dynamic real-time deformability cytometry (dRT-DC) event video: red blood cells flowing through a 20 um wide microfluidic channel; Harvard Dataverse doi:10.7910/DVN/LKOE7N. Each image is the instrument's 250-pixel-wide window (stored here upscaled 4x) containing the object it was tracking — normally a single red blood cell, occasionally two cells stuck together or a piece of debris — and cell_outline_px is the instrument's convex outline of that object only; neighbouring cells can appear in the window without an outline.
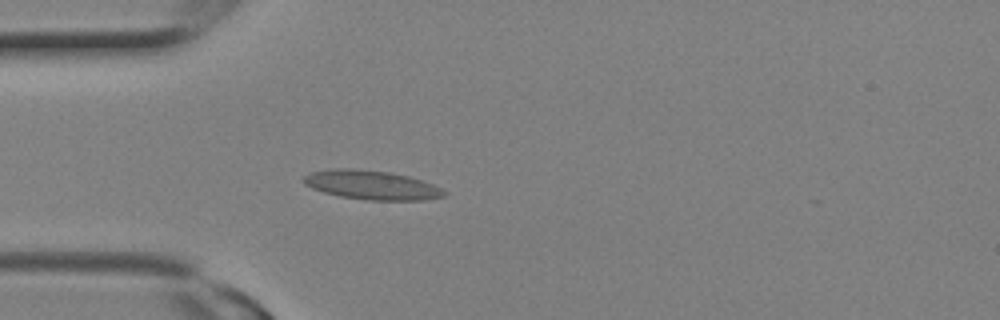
{"species": "Egyptian fruit bat (a non-hibernating species)", "species_latin": "Rousettus aegyptiacus", "temperature_condition": "room temperature", "stored_images_in_passage": 18, "camera_frame_rate_fps": 3000, "um_per_image_px": 0.085, "animal": {"sex": "female"}, "frame": {"image": 1, "passage_image": 2, "time_ms": 0.333, "image_size_px": [1000, 320], "cell_outline_px": [[448, 192], [444, 196], [424, 200], [368, 200], [340, 196], [324, 192], [312, 188], [304, 184], [304, 176], [312, 172], [336, 168], [348, 168], [388, 172], [408, 176], [432, 184]], "centroid_in_image_um": [31.59, 15.73], "position_along_channel_um": 53.4, "area_um2": 23.52}}
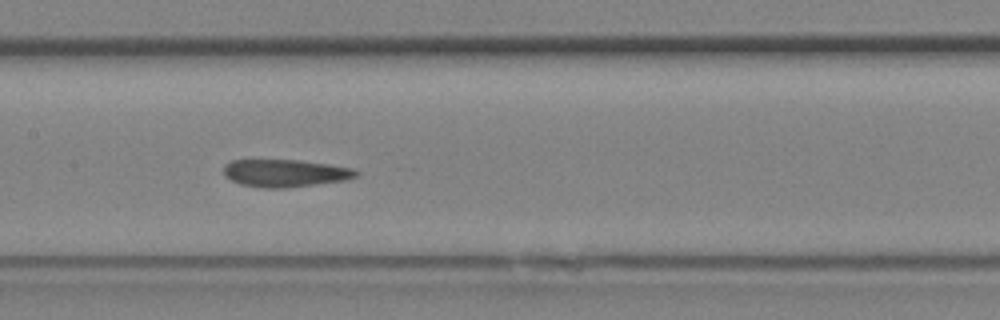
{"frame": {"image": 2, "passage_image": 7, "time_ms": 2.0, "image_size_px": [1000, 320], "cell_outline_px": [[360, 172], [356, 176], [344, 180], [284, 188], [264, 188], [240, 184], [224, 176], [224, 164], [232, 160], [300, 160], [356, 168]], "centroid_in_image_um": [24.24, 14.71], "position_along_channel_um": 183.2, "area_um2": 21.21}}
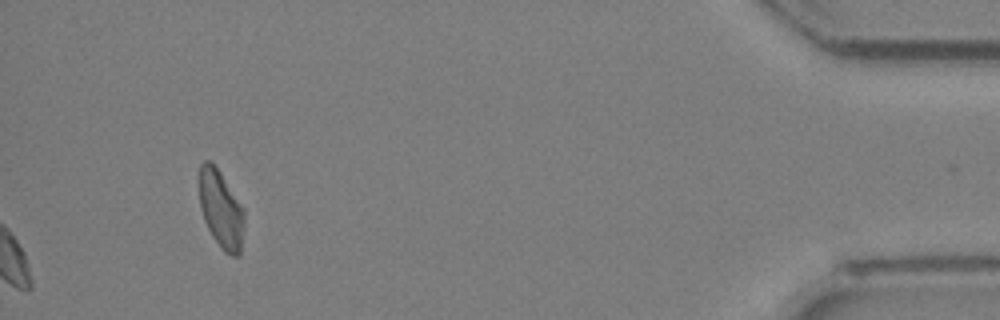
{"frame": {"image": 3, "passage_image": 18, "time_ms": 5.667, "image_size_px": [1000, 320], "cell_outline_px": [[244, 224], [240, 256], [232, 256], [224, 252], [212, 236], [204, 220], [200, 208], [196, 180], [200, 164], [204, 160], [208, 160], [220, 172], [244, 208]], "centroid_in_image_um": [18.74, 17.76], "position_along_channel_um": 416.5, "area_um2": 20.92}}